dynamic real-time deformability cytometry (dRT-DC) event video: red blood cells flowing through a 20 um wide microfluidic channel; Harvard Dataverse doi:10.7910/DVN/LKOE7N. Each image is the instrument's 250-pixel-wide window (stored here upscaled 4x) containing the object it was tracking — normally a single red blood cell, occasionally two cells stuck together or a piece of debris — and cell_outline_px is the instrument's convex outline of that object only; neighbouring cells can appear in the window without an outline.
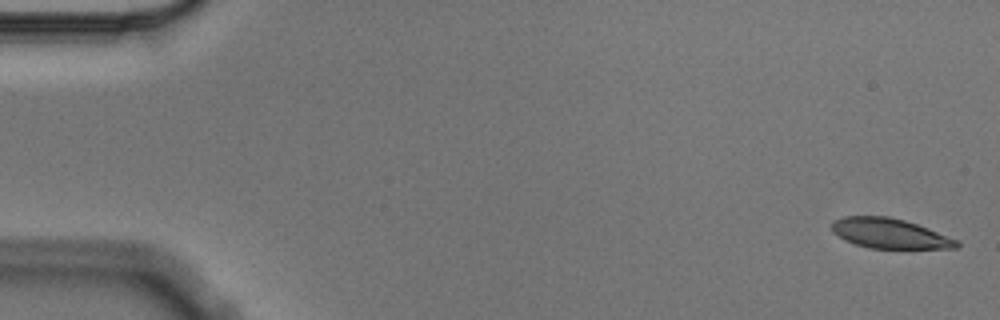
{"species": "Egyptian fruit bat (a non-hibernating species)", "species_latin": "Rousettus aegyptiacus", "temperature_condition": "cold", "stored_images_in_passage": 6, "camera_frame_rate_fps": 3000, "um_per_image_px": 0.085, "animal": {"sex": "male"}, "frame": {"image": 1, "passage_image": 1, "time_ms": 0.0, "image_size_px": [1000, 320], "cell_outline_px": [[960, 244], [956, 248], [872, 248], [856, 244], [844, 240], [832, 232], [832, 220], [844, 216], [888, 216], [904, 220], [928, 228], [956, 240]], "centroid_in_image_um": [75.57, 19.83], "position_along_channel_um": 9.4, "area_um2": 21.56}}